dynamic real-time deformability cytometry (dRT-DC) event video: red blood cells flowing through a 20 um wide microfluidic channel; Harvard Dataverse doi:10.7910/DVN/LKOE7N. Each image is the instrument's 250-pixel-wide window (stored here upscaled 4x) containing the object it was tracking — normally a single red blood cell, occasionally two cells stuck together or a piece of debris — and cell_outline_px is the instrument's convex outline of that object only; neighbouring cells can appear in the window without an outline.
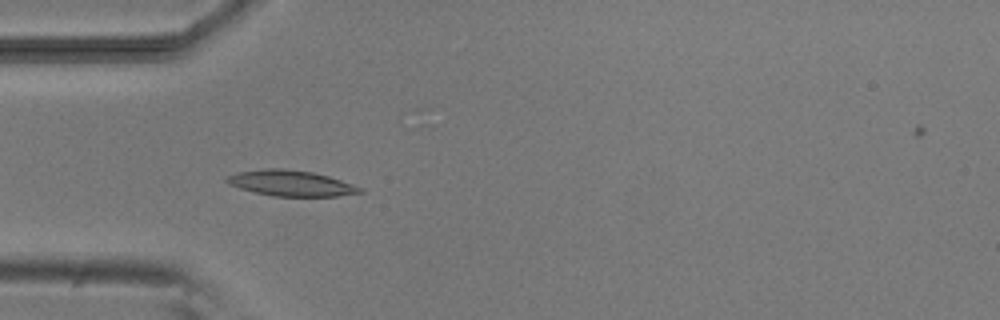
{"species": "common noctule bat (a hibernating species)", "species_latin": "Nyctalus noctula", "temperature_condition": "room temperature", "stored_images_in_passage": 6, "camera_frame_rate_fps": 3000, "um_per_image_px": 0.085, "animal": {"sex": "male", "body_mass_g": 20.5, "forearm_length_mm": 52.5}, "frame": {"image": 1, "passage_image": 5, "time_ms": 4.333, "image_size_px": [1000, 320], "cell_outline_px": [[364, 192], [336, 196], [272, 196], [240, 188], [228, 184], [224, 180], [228, 176], [236, 172], [268, 168], [284, 168], [312, 172], [328, 176], [364, 188]], "centroid_in_image_um": [24.72, 15.57], "position_along_channel_um": 60.3, "area_um2": 19.88}}
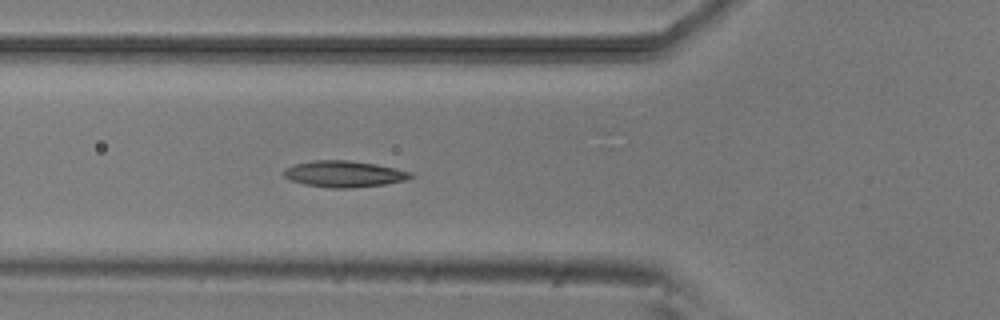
{"frame": {"image": 2, "passage_image": 6, "time_ms": 5.333, "image_size_px": [1000, 320], "cell_outline_px": [[412, 176], [408, 180], [384, 184], [352, 188], [332, 188], [304, 184], [288, 180], [284, 176], [284, 168], [296, 164], [312, 160], [348, 160], [376, 164], [412, 172]], "centroid_in_image_um": [29.23, 14.78], "position_along_channel_um": 96.6, "area_um2": 19.48}}